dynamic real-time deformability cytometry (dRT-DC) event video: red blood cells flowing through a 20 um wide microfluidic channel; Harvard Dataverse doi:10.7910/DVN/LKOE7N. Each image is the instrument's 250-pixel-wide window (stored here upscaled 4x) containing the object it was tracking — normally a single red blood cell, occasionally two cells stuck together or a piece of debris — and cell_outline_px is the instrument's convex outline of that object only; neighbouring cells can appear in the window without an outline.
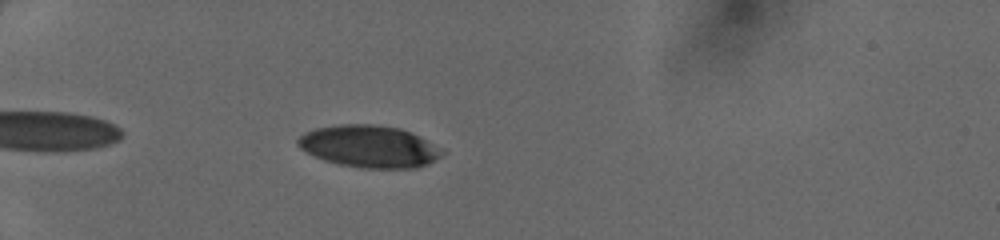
{"species": "human", "species_latin": "Homo sapiens", "temperature_condition": "cold", "stored_images_in_passage": 34, "camera_frame_rate_fps": 3000, "um_per_image_px": 0.085, "donor": {"sex": "female"}, "frame": {"image": 1, "passage_image": 5, "time_ms": 1.333, "image_size_px": [1000, 240], "cell_outline_px": [[444, 152], [440, 156], [428, 164], [416, 168], [360, 168], [340, 164], [324, 160], [300, 148], [296, 144], [296, 140], [304, 132], [316, 128], [340, 124], [372, 124], [400, 128], [420, 136]], "centroid_in_image_um": [31.35, 12.44], "position_along_channel_um": 53.6, "area_um2": 35.14}}
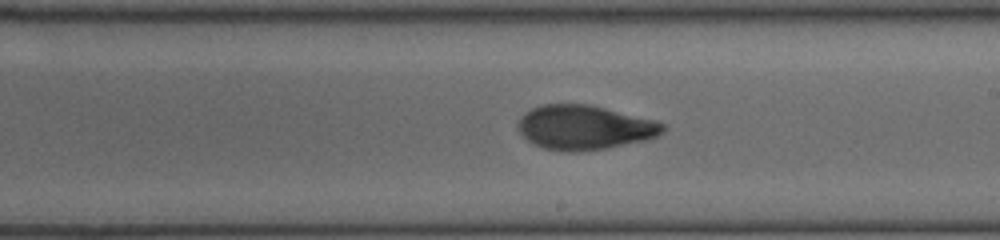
{"frame": {"image": 2, "passage_image": 20, "time_ms": 6.333, "image_size_px": [1000, 240], "cell_outline_px": [[664, 132], [656, 136], [644, 140], [608, 148], [580, 152], [560, 152], [540, 148], [532, 144], [516, 128], [516, 124], [520, 116], [524, 112], [540, 104], [588, 104], [656, 120], [664, 124]], "centroid_in_image_um": [49.62, 10.84], "position_along_channel_um": 239.4, "area_um2": 37.92}}
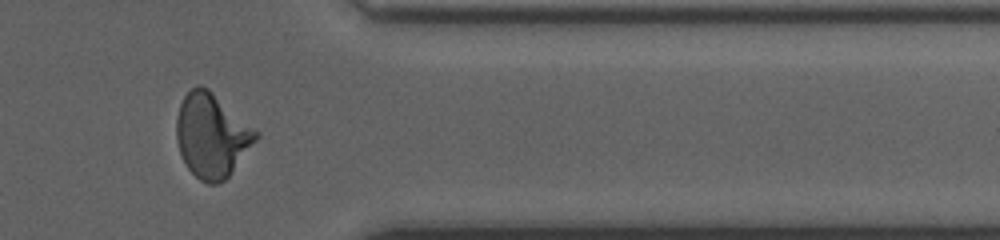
{"frame": {"image": 3, "passage_image": 31, "time_ms": 10.0, "image_size_px": [1000, 240], "cell_outline_px": [[260, 136], [228, 176], [224, 180], [216, 184], [208, 184], [200, 180], [188, 168], [180, 152], [176, 140], [176, 116], [180, 104], [184, 96], [192, 88], [200, 84], [208, 88], [260, 132]], "centroid_in_image_um": [18.0, 11.5], "position_along_channel_um": 393.4, "area_um2": 38.78}}